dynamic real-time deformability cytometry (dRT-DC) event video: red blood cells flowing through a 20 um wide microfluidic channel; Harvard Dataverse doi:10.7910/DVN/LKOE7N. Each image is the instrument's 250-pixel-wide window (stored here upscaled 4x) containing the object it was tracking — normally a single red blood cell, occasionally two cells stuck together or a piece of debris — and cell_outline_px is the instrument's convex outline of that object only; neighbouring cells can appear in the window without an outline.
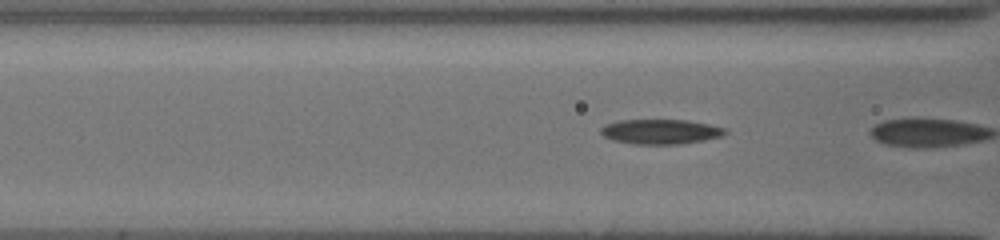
{"species": "common noctule bat (a hibernating species)", "species_latin": "Nyctalus noctula", "temperature_condition": "cold", "stored_images_in_passage": 8, "camera_frame_rate_fps": 3000, "um_per_image_px": 0.085, "animal": {"sex": "female", "body_mass_g": 19.5, "forearm_length_mm": 54.1}, "frame": {"image": 1, "passage_image": 4, "time_ms": 1.0, "image_size_px": [1000, 240], "cell_outline_px": [[728, 132], [720, 136], [704, 140], [680, 144], [632, 144], [612, 140], [604, 136], [600, 132], [600, 128], [604, 124], [620, 120], [684, 120], [708, 124], [728, 128]], "centroid_in_image_um": [56.13, 11.19], "position_along_channel_um": 110.5, "area_um2": 18.03}}
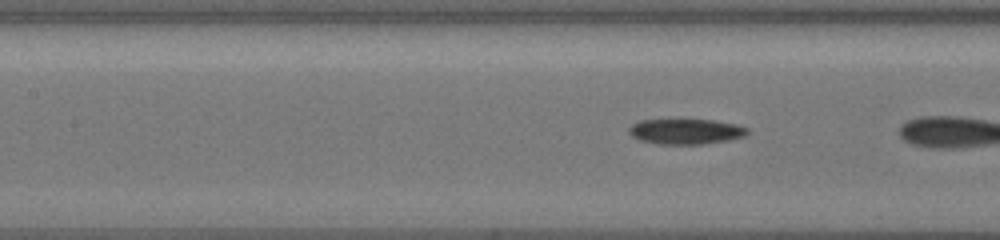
{"frame": {"image": 2, "passage_image": 7, "time_ms": 2.0, "image_size_px": [1000, 240], "cell_outline_px": [[748, 132], [744, 136], [728, 140], [700, 144], [660, 144], [640, 140], [632, 136], [628, 132], [628, 128], [632, 124], [640, 120], [712, 120], [736, 124], [748, 128]], "centroid_in_image_um": [58.27, 11.17], "position_along_channel_um": 149.1, "area_um2": 17.34}}